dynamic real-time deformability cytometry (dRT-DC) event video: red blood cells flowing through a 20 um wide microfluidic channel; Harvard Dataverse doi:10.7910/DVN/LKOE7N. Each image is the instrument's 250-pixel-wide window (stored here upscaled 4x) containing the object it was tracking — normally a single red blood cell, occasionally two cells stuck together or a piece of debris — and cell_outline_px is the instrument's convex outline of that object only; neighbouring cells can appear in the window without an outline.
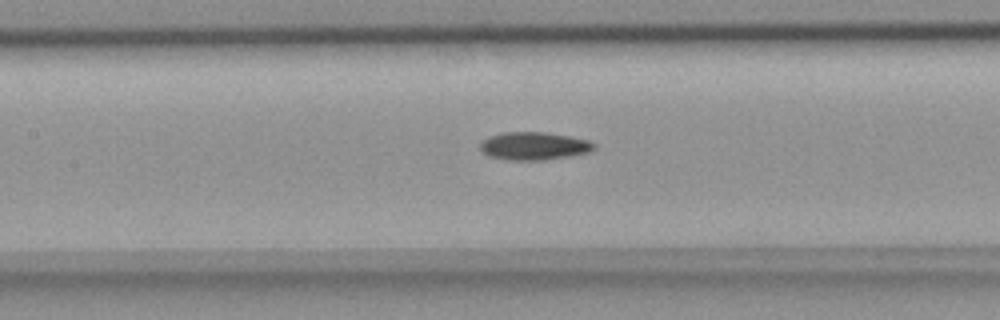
{"species": "common noctule bat (a hibernating species)", "species_latin": "Nyctalus noctula", "temperature_condition": "room temperature", "stored_images_in_passage": 17, "camera_frame_rate_fps": 3000, "um_per_image_px": 0.085, "animal": {"sex": "female", "body_mass_g": 18.4}, "frame": {"image": 1, "passage_image": 15, "time_ms": 4.667, "image_size_px": [1000, 320], "cell_outline_px": [[596, 148], [592, 152], [544, 160], [508, 160], [488, 156], [480, 148], [480, 144], [484, 140], [492, 136], [504, 132], [544, 132], [568, 136], [588, 140], [596, 144]], "centroid_in_image_um": [45.43, 12.42], "position_along_channel_um": 162.0, "area_um2": 18.44}}